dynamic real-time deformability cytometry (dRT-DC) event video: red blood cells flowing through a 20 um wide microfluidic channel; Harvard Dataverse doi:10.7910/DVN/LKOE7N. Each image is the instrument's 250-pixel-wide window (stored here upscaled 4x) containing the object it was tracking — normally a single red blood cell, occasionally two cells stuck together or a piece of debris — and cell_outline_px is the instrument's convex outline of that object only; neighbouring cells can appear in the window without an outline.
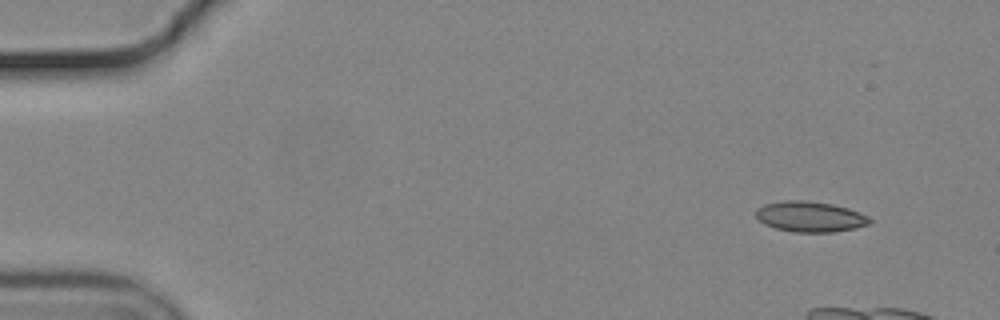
{"species": "common noctule bat (a hibernating species)", "species_latin": "Nyctalus noctula", "temperature_condition": "cold", "stored_images_in_passage": 14, "camera_frame_rate_fps": 3000, "um_per_image_px": 0.085, "animal": {"sex": "male", "body_mass_g": 19.2, "forearm_length_mm": 51.8}, "frame": {"image": 1, "passage_image": 1, "time_ms": 0.0, "image_size_px": [1000, 320], "cell_outline_px": [[872, 220], [868, 224], [856, 228], [832, 232], [796, 232], [776, 228], [764, 224], [756, 216], [756, 208], [764, 204], [784, 200], [804, 200], [832, 204], [848, 208], [868, 216]], "centroid_in_image_um": [68.85, 18.41], "position_along_channel_um": 16.2, "area_um2": 20.17}}
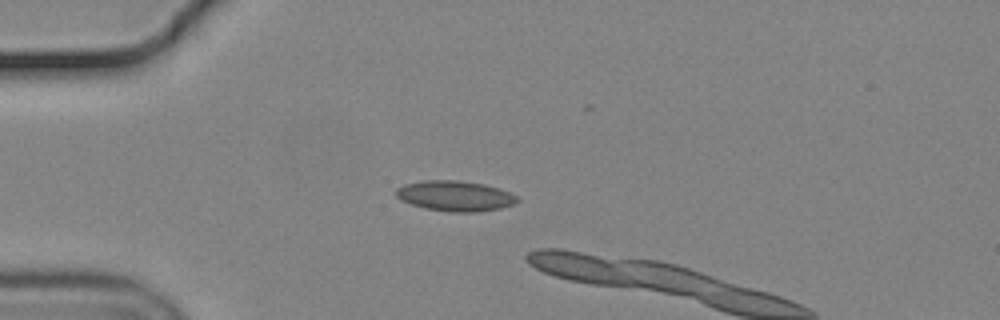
{"frame": {"image": 2, "passage_image": 11, "time_ms": 3.333, "image_size_px": [1000, 320], "cell_outline_px": [[520, 200], [516, 204], [500, 208], [476, 212], [452, 212], [424, 208], [400, 200], [396, 196], [396, 188], [404, 184], [424, 180], [456, 180], [484, 184], [500, 188], [516, 196]], "centroid_in_image_um": [38.68, 16.65], "position_along_channel_um": 46.3, "area_um2": 21.5}}